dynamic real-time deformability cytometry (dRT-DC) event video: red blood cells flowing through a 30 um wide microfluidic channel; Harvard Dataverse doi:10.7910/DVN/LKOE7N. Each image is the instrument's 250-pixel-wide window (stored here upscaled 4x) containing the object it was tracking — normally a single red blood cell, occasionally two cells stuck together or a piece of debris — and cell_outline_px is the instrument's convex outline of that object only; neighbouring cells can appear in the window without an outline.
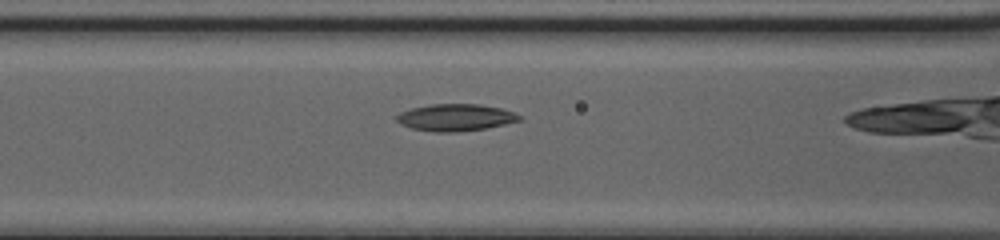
{"species": "common noctule bat (a hibernating species)", "species_latin": "Nyctalus noctula", "temperature_condition": "cold", "stored_images_in_passage": 33, "camera_frame_rate_fps": 3000, "um_per_image_px": 0.085, "animal": {"sex": "female", "body_mass_g": 20.0, "forearm_length_mm": 54.0}, "frame": {"image": 1, "passage_image": 11, "time_ms": 3.333, "image_size_px": [1000, 240], "cell_outline_px": [[524, 120], [484, 128], [456, 132], [432, 132], [412, 128], [400, 124], [396, 120], [396, 116], [400, 112], [412, 108], [432, 104], [480, 104], [500, 108], [512, 112], [520, 116]], "centroid_in_image_um": [38.7, 9.98], "position_along_channel_um": 127.9, "area_um2": 19.19}}
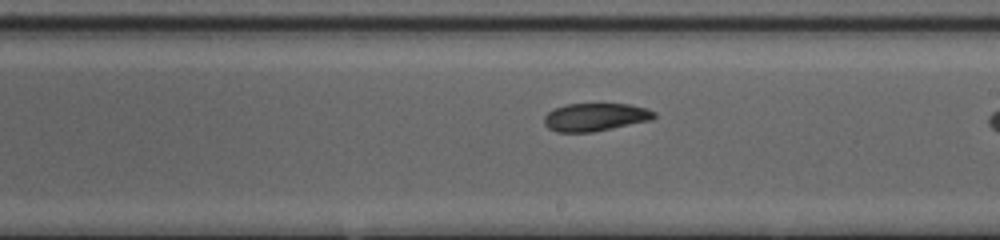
{"frame": {"image": 2, "passage_image": 19, "time_ms": 6.0, "image_size_px": [1000, 240], "cell_outline_px": [[656, 116], [652, 120], [592, 132], [556, 132], [548, 128], [544, 124], [544, 116], [552, 108], [564, 104], [628, 104], [648, 108], [656, 112]], "centroid_in_image_um": [50.59, 9.95], "position_along_channel_um": 238.4, "area_um2": 18.09}}
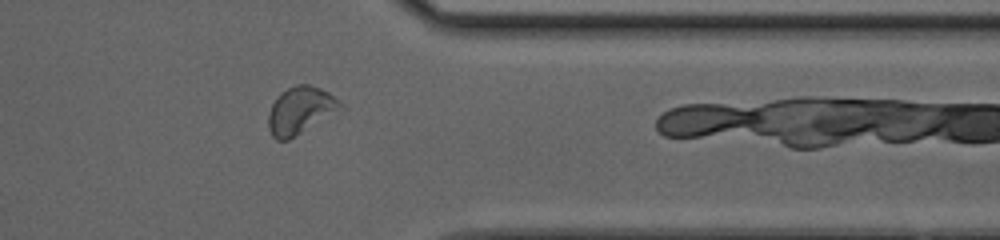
{"frame": {"image": 3, "passage_image": 30, "time_ms": 9.667, "image_size_px": [1000, 240], "cell_outline_px": [[344, 108], [340, 112], [288, 140], [276, 140], [272, 136], [268, 128], [268, 112], [276, 96], [280, 92], [296, 84], [308, 84], [320, 88], [328, 92], [344, 104]], "centroid_in_image_um": [25.55, 9.39], "position_along_channel_um": 385.8, "area_um2": 20.29}, "authors_computed_cell_mechanics": {"area_um2": 18.785, "velocity_mm_per_s": 4.1426, "shape_relaxation_time_tau1_ms": null, "shape_relaxation_time_tau2_ms": 4.1564, "deformation_change_tau1": null, "deformation_change_tau2": 0.1126}}